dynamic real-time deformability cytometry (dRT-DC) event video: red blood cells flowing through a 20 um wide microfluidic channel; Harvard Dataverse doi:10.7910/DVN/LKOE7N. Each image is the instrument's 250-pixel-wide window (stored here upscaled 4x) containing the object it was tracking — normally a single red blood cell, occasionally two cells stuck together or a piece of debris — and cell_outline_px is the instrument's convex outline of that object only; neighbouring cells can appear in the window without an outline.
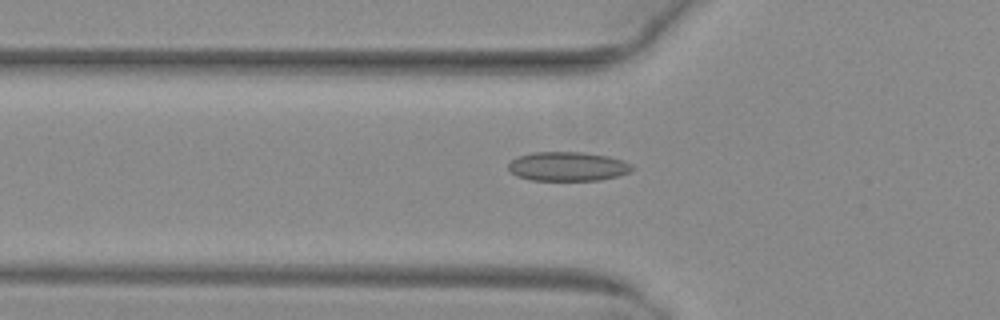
{"species": "common noctule bat (a hibernating species)", "species_latin": "Nyctalus noctula", "temperature_condition": "warm", "stored_images_in_passage": 35, "camera_frame_rate_fps": 3000, "um_per_image_px": 0.085, "animal": {"sex": "female", "body_mass_g": 29.2, "forearm_length_mm": 56.3}, "frame": {"image": 1, "passage_image": 8, "time_ms": 2.333, "image_size_px": [1000, 320], "cell_outline_px": [[636, 168], [628, 172], [616, 176], [600, 180], [532, 180], [516, 176], [508, 168], [508, 164], [516, 156], [532, 152], [584, 152], [608, 156], [632, 164]], "centroid_in_image_um": [48.24, 14.14], "position_along_channel_um": 77.6, "area_um2": 21.04}}
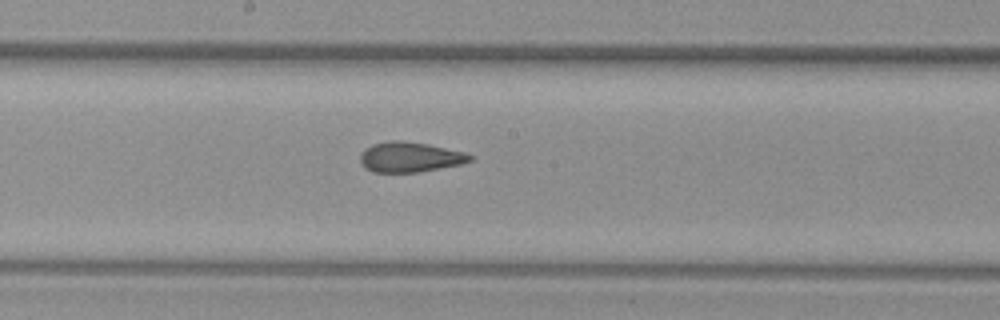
{"frame": {"image": 2, "passage_image": 18, "time_ms": 5.667, "image_size_px": [1000, 320], "cell_outline_px": [[476, 156], [472, 160], [460, 164], [416, 172], [372, 172], [360, 160], [360, 156], [364, 148], [372, 144], [392, 140], [404, 140], [428, 144], [464, 152]], "centroid_in_image_um": [34.86, 13.33], "position_along_channel_um": 213.3, "area_um2": 19.13}}
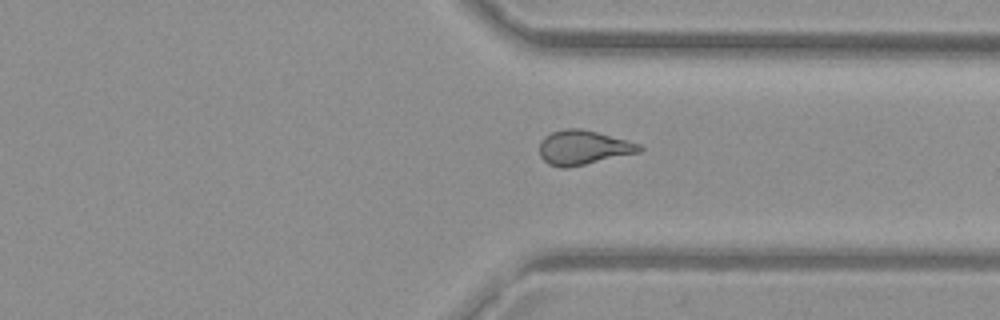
{"frame": {"image": 3, "passage_image": 29, "time_ms": 9.333, "image_size_px": [1000, 320], "cell_outline_px": [[644, 148], [640, 152], [568, 168], [560, 168], [548, 164], [540, 156], [540, 140], [544, 136], [552, 132], [568, 128], [580, 128], [596, 132], [640, 144]], "centroid_in_image_um": [49.55, 12.55], "position_along_channel_um": 361.9, "area_um2": 19.94}, "authors_computed_cell_mechanics": {"area_um2": 19.652, "velocity_mm_per_s": 4.0553, "shape_relaxation_time_tau1_ms": null, "shape_relaxation_time_tau2_ms": 1.8052, "deformation_change_tau1": null, "deformation_change_tau2": 0.0875}}